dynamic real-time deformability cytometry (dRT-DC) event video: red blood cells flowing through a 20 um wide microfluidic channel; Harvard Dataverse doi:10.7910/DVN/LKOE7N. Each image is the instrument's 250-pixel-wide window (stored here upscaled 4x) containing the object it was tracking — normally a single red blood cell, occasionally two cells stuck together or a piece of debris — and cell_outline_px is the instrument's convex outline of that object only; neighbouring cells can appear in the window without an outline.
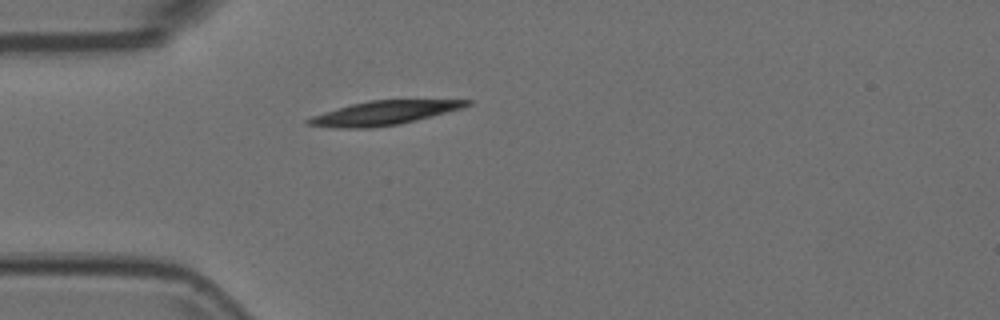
{"species": "Egyptian fruit bat (a non-hibernating species)", "species_latin": "Rousettus aegyptiacus", "temperature_condition": "room temperature", "stored_images_in_passage": 33, "camera_frame_rate_fps": 3000, "um_per_image_px": 0.085, "animal": {"sex": "female"}, "frame": {"image": 1, "passage_image": 1, "time_ms": 0.0, "image_size_px": [1000, 320], "cell_outline_px": [[472, 104], [464, 108], [400, 124], [368, 128], [328, 128], [304, 124], [304, 120], [312, 116], [324, 112], [352, 104], [368, 100], [472, 100]], "centroid_in_image_um": [32.6, 9.61], "position_along_channel_um": 52.4, "area_um2": 22.25}}
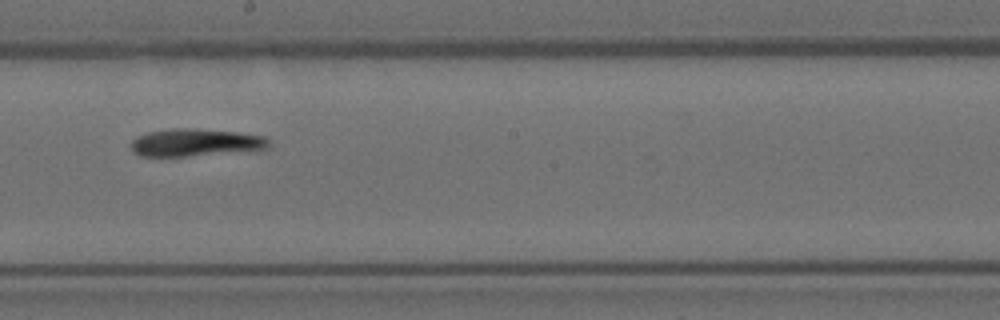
{"frame": {"image": 2, "passage_image": 16, "time_ms": 5.0, "image_size_px": [1000, 320], "cell_outline_px": [[268, 148], [184, 156], [140, 156], [132, 152], [132, 140], [136, 136], [148, 132], [172, 128], [196, 128], [236, 132], [264, 136], [268, 140]], "centroid_in_image_um": [16.53, 12.1], "position_along_channel_um": 231.7, "area_um2": 21.73}}
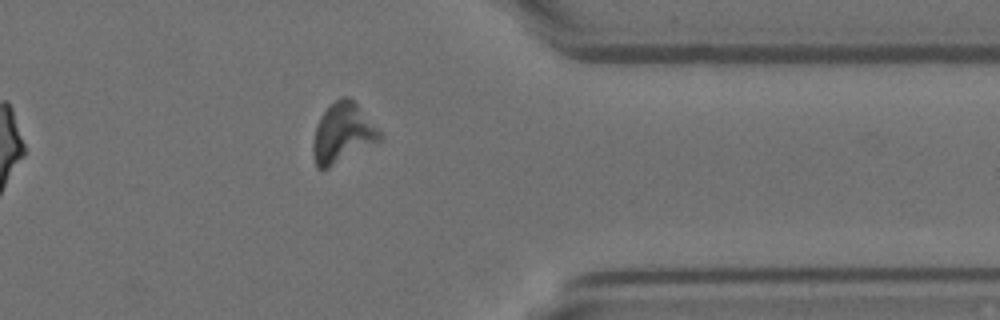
{"frame": {"image": 3, "passage_image": 29, "time_ms": 9.333, "image_size_px": [1000, 320], "cell_outline_px": [[384, 136], [380, 140], [328, 168], [316, 168], [312, 152], [312, 144], [316, 128], [320, 116], [340, 96], [348, 96], [356, 104]], "centroid_in_image_um": [29.1, 11.32], "position_along_channel_um": 382.3, "area_um2": 22.66}}